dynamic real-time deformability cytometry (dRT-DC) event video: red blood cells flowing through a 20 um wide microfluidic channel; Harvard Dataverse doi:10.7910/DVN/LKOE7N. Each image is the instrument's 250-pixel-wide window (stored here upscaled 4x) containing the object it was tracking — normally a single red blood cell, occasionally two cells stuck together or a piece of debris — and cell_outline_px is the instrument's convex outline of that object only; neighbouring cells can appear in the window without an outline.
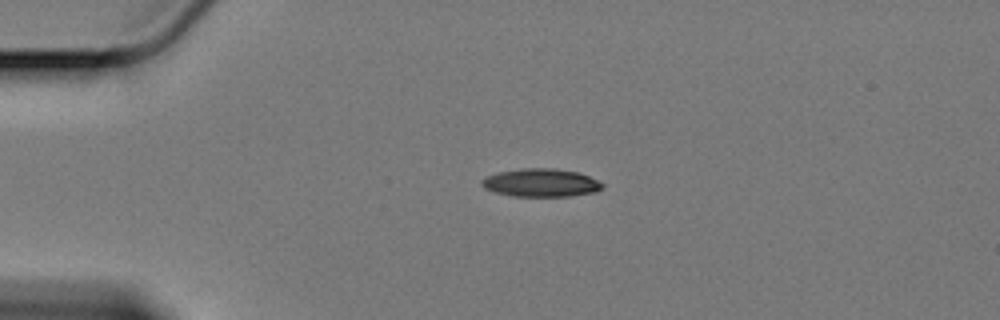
{"species": "Egyptian fruit bat (a non-hibernating species)", "species_latin": "Rousettus aegyptiacus", "temperature_condition": "cold", "stored_images_in_passage": 38, "camera_frame_rate_fps": 3000, "um_per_image_px": 0.085, "animal": {"sex": "female"}, "frame": {"image": 1, "passage_image": 1, "time_ms": 0.0, "image_size_px": [1000, 320], "cell_outline_px": [[604, 188], [596, 192], [568, 196], [512, 196], [496, 192], [484, 188], [480, 184], [480, 180], [484, 176], [496, 172], [520, 168], [556, 168], [576, 172], [588, 176], [604, 184]], "centroid_in_image_um": [45.94, 15.52], "position_along_channel_um": 39.1, "area_um2": 19.94}}
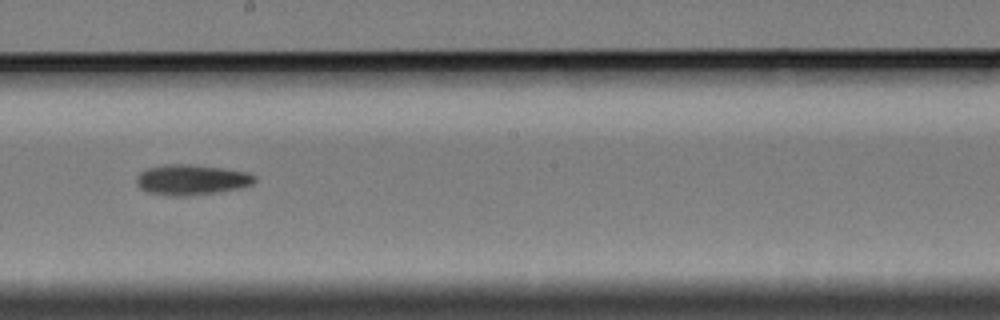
{"frame": {"image": 2, "passage_image": 21, "time_ms": 6.667, "image_size_px": [1000, 320], "cell_outline_px": [[256, 180], [252, 184], [240, 188], [216, 192], [188, 196], [172, 196], [148, 192], [140, 188], [136, 184], [136, 176], [144, 168], [164, 164], [196, 164], [224, 168], [248, 172], [256, 176]], "centroid_in_image_um": [16.26, 15.26], "position_along_channel_um": 231.9, "area_um2": 21.27}}
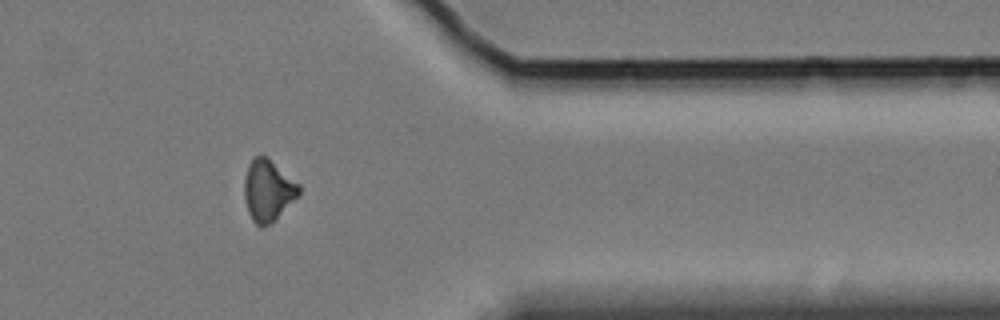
{"frame": {"image": 3, "passage_image": 36, "time_ms": 11.667, "image_size_px": [1000, 320], "cell_outline_px": [[300, 192], [276, 220], [260, 228], [252, 220], [248, 212], [244, 196], [244, 180], [248, 164], [256, 156], [264, 156], [300, 184]], "centroid_in_image_um": [22.76, 16.22], "position_along_channel_um": 388.6, "area_um2": 19.25}, "authors_computed_cell_mechanics": {"area_um2": 20.3167, "velocity_mm_per_s": 3.3999, "shape_relaxation_time_tau1_ms": 10.2825, "shape_relaxation_time_tau2_ms": null, "deformation_change_tau1": 0.1663, "deformation_change_tau2": null}}